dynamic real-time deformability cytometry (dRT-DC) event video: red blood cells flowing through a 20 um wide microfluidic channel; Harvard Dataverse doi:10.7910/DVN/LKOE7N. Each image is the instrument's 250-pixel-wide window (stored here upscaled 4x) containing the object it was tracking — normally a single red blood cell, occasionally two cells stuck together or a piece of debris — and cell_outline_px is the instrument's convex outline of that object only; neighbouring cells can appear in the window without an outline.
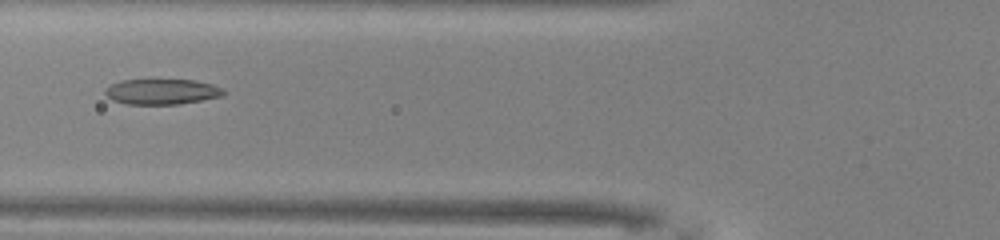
{"species": "common noctule bat (a hibernating species)", "species_latin": "Nyctalus noctula", "temperature_condition": "warm", "stored_images_in_passage": 27, "camera_frame_rate_fps": 3000, "um_per_image_px": 0.085, "animal": {"sex": "male", "body_mass_g": 13.0, "forearm_length_mm": 53.1}, "frame": {"image": 1, "passage_image": 19, "time_ms": 6.0, "image_size_px": [1000, 240], "cell_outline_px": [[228, 92], [224, 96], [180, 104], [128, 104], [112, 100], [104, 92], [104, 88], [120, 80], [196, 80], [212, 84], [224, 88]], "centroid_in_image_um": [13.81, 7.79], "position_along_channel_um": 112.0, "area_um2": 17.74}}
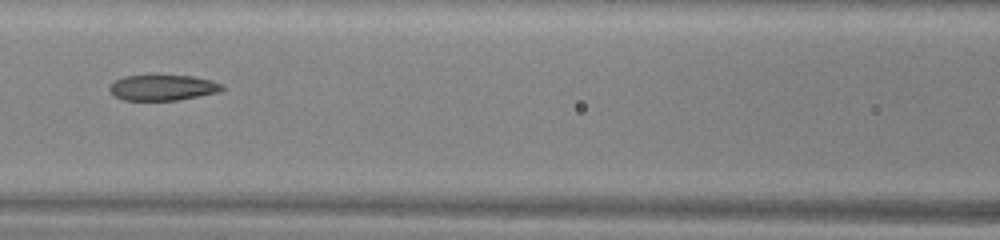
{"frame": {"image": 2, "passage_image": 22, "time_ms": 7.0, "image_size_px": [1000, 240], "cell_outline_px": [[224, 88], [220, 92], [176, 100], [124, 100], [116, 96], [108, 88], [116, 80], [124, 76], [192, 76], [212, 80], [220, 84]], "centroid_in_image_um": [13.85, 7.45], "position_along_channel_um": 152.7, "area_um2": 16.47}}
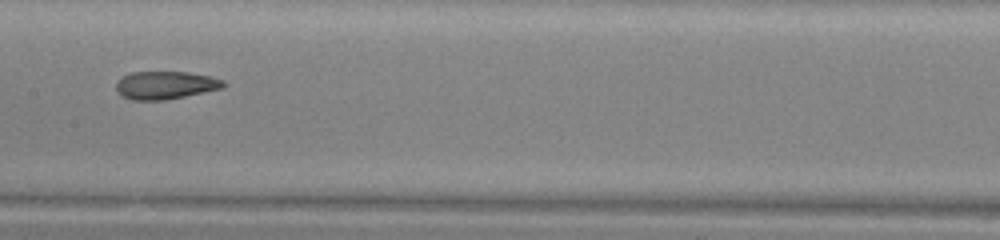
{"frame": {"image": 3, "passage_image": 25, "time_ms": 8.0, "image_size_px": [1000, 240], "cell_outline_px": [[228, 84], [224, 88], [164, 100], [132, 100], [124, 96], [116, 88], [116, 84], [124, 76], [132, 72], [188, 72], [208, 76], [224, 80]], "centroid_in_image_um": [14.12, 7.24], "position_along_channel_um": 193.3, "area_um2": 17.22}}